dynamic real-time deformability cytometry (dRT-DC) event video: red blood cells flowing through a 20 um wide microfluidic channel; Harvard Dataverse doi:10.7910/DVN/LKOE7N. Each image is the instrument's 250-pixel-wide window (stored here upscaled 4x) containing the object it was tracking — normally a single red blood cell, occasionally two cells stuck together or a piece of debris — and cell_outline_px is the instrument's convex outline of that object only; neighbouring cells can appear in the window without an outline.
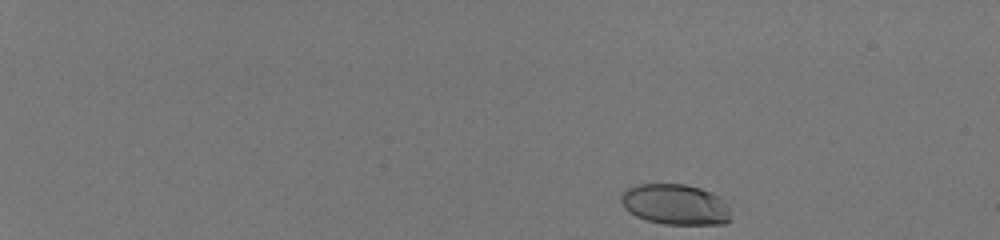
{"species": "human", "species_latin": "Homo sapiens", "temperature_condition": "room temperature", "stored_images_in_passage": 47, "camera_frame_rate_fps": 3000, "um_per_image_px": 0.085, "donor": {"sex": "male"}, "frame": {"image": 1, "passage_image": 1, "time_ms": 0.0, "image_size_px": [1000, 240], "cell_outline_px": [[732, 220], [724, 224], [664, 224], [648, 220], [636, 216], [628, 212], [624, 208], [620, 200], [620, 196], [628, 188], [636, 184], [684, 184], [700, 188], [712, 192], [720, 196], [724, 200], [728, 208]], "centroid_in_image_um": [57.41, 17.38], "position_along_channel_um": 27.6, "area_um2": 26.18}}
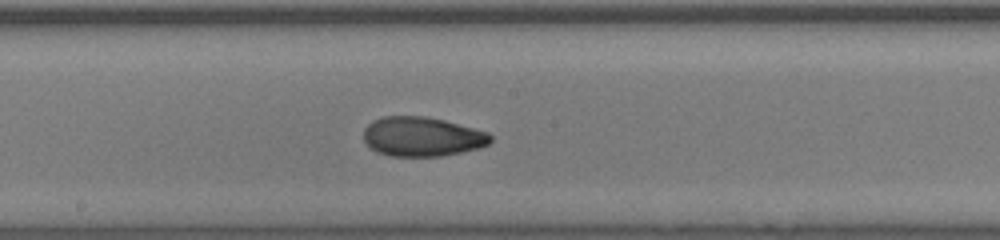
{"frame": {"image": 2, "passage_image": 27, "time_ms": 8.667, "image_size_px": [1000, 240], "cell_outline_px": [[492, 140], [488, 144], [480, 148], [444, 156], [388, 156], [376, 152], [364, 140], [364, 128], [372, 120], [384, 116], [424, 116], [444, 120], [488, 132], [492, 136]], "centroid_in_image_um": [35.88, 11.62], "position_along_channel_um": 212.3, "area_um2": 29.3}}
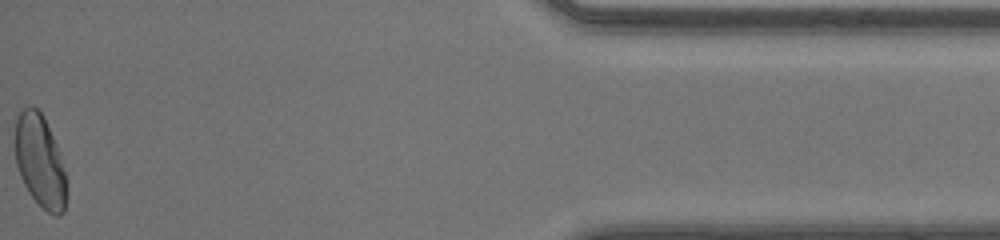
{"frame": {"image": 3, "passage_image": 47, "time_ms": 15.333, "image_size_px": [1000, 240], "cell_outline_px": [[64, 212], [60, 216], [56, 216], [48, 212], [28, 192], [20, 176], [16, 164], [16, 116], [28, 104], [32, 104], [44, 116], [56, 144], [60, 156], [64, 172]], "centroid_in_image_um": [3.37, 13.64], "position_along_channel_um": 431.8, "area_um2": 27.11}, "authors_computed_cell_mechanics": {"area_um2": 28.2064, "velocity_mm_per_s": 4.1434, "shape_relaxation_time_tau1_ms": 6.2682, "shape_relaxation_time_tau2_ms": 1.2019, "deformation_change_tau1": 0.1969, "deformation_change_tau2": 0.0632}}